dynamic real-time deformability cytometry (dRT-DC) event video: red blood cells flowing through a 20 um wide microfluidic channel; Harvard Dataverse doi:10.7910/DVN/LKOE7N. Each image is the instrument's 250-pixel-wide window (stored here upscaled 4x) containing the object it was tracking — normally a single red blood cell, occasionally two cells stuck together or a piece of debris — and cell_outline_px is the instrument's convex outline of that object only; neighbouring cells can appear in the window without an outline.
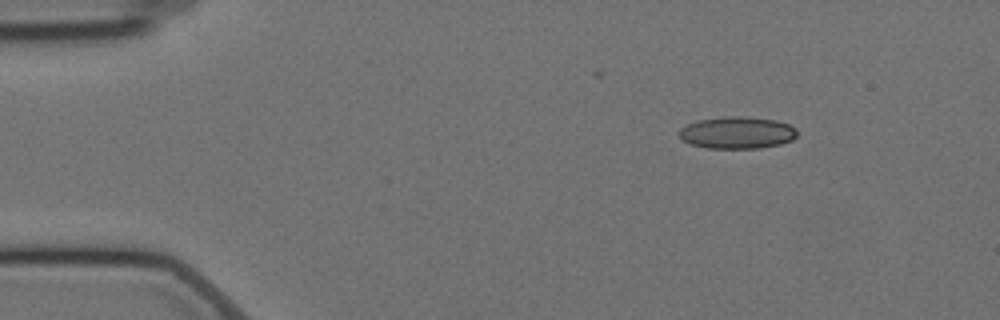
{"species": "Egyptian fruit bat (a non-hibernating species)", "species_latin": "Rousettus aegyptiacus", "temperature_condition": "cold", "stored_images_in_passage": 4, "camera_frame_rate_fps": 3000, "um_per_image_px": 0.085, "animal": {"sex": "female"}, "frame": {"image": 1, "passage_image": 1, "time_ms": 0.0, "image_size_px": [1000, 320], "cell_outline_px": [[796, 136], [792, 140], [780, 144], [760, 148], [708, 148], [692, 144], [684, 140], [680, 136], [680, 128], [696, 120], [724, 116], [744, 116], [776, 120], [788, 124], [796, 128]], "centroid_in_image_um": [62.67, 11.26], "position_along_channel_um": 22.3, "area_um2": 21.96}}
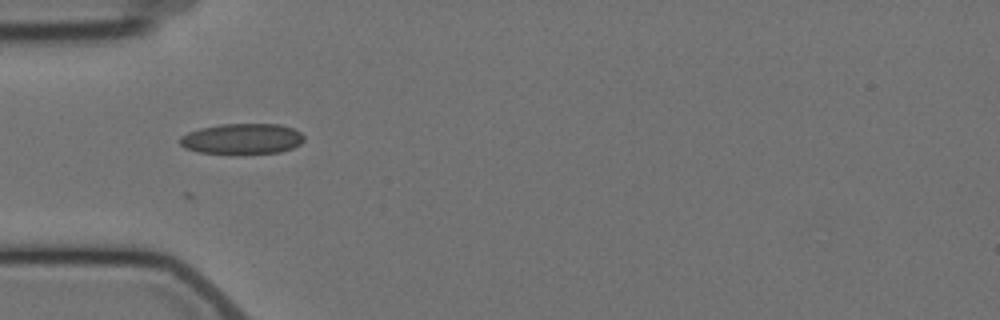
{"frame": {"image": 2, "passage_image": 4, "time_ms": 3.333, "image_size_px": [1000, 320], "cell_outline_px": [[304, 140], [300, 144], [292, 148], [280, 152], [196, 152], [184, 148], [180, 144], [180, 136], [188, 132], [200, 128], [220, 124], [280, 124], [292, 128], [300, 132], [304, 136]], "centroid_in_image_um": [20.57, 11.77], "position_along_channel_um": 64.4, "area_um2": 21.73}}